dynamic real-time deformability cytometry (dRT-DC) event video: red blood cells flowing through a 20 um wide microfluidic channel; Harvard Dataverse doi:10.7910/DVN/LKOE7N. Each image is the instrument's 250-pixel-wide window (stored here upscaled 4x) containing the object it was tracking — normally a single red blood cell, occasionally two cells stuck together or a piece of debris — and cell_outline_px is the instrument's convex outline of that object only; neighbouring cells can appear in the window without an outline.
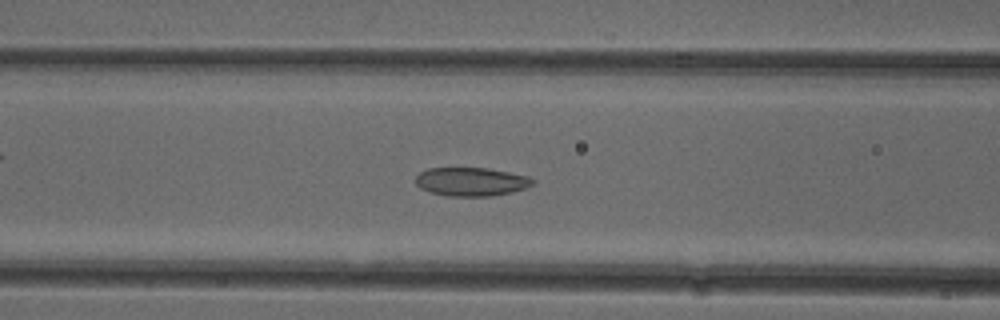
{"species": "common noctule bat (a hibernating species)", "species_latin": "Nyctalus noctula", "temperature_condition": "cold", "stored_images_in_passage": 52, "camera_frame_rate_fps": 3000, "um_per_image_px": 0.085, "animal": {"sex": "female"}, "frame": {"image": 1, "passage_image": 20, "time_ms": 6.333, "image_size_px": [1000, 320], "cell_outline_px": [[536, 184], [528, 188], [512, 192], [492, 196], [448, 196], [432, 192], [420, 188], [416, 184], [416, 176], [420, 172], [428, 168], [488, 168], [528, 176], [536, 180]], "centroid_in_image_um": [40.11, 15.44], "position_along_channel_um": 126.5, "area_um2": 19.65}}
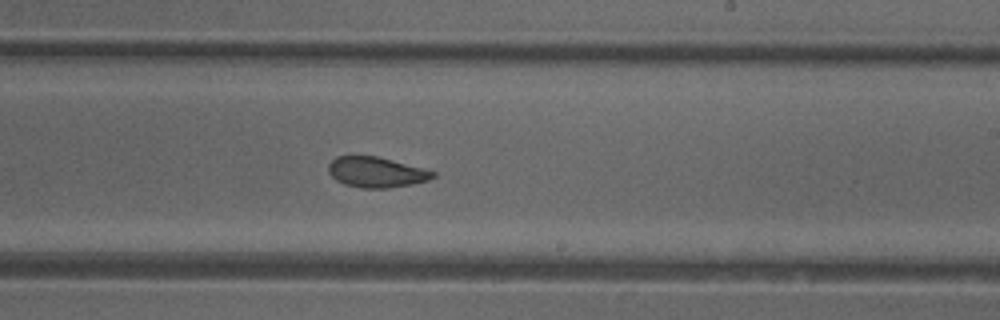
{"frame": {"image": 2, "passage_image": 30, "time_ms": 9.667, "image_size_px": [1000, 320], "cell_outline_px": [[436, 176], [428, 180], [412, 184], [388, 188], [360, 188], [344, 184], [336, 180], [328, 172], [328, 164], [336, 156], [376, 156], [436, 172]], "centroid_in_image_um": [31.95, 14.64], "position_along_channel_um": 257.0, "area_um2": 18.38}}
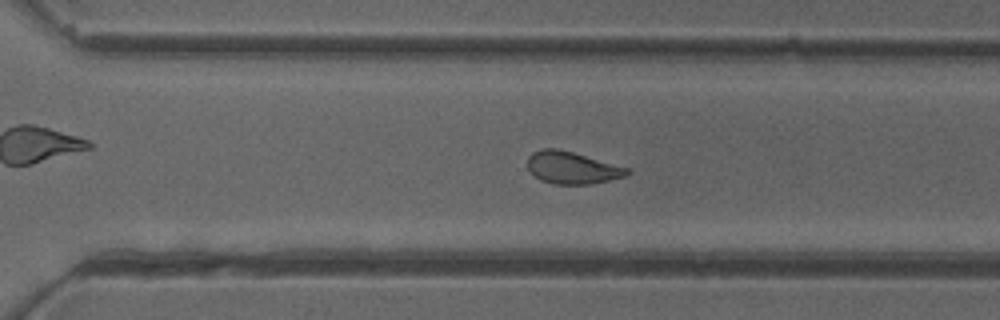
{"frame": {"image": 3, "passage_image": 35, "time_ms": 11.333, "image_size_px": [1000, 320], "cell_outline_px": [[632, 172], [628, 176], [592, 184], [552, 184], [540, 180], [528, 168], [528, 156], [532, 152], [544, 148], [556, 148], [572, 152], [628, 168]], "centroid_in_image_um": [48.64, 14.27], "position_along_channel_um": 322.0, "area_um2": 18.61}, "authors_computed_cell_mechanics": {"area_um2": 20.0277, "velocity_mm_per_s": 3.9168, "shape_relaxation_time_tau1_ms": null, "shape_relaxation_time_tau2_ms": 2.8997, "deformation_change_tau1": null, "deformation_change_tau2": 0.0927}}